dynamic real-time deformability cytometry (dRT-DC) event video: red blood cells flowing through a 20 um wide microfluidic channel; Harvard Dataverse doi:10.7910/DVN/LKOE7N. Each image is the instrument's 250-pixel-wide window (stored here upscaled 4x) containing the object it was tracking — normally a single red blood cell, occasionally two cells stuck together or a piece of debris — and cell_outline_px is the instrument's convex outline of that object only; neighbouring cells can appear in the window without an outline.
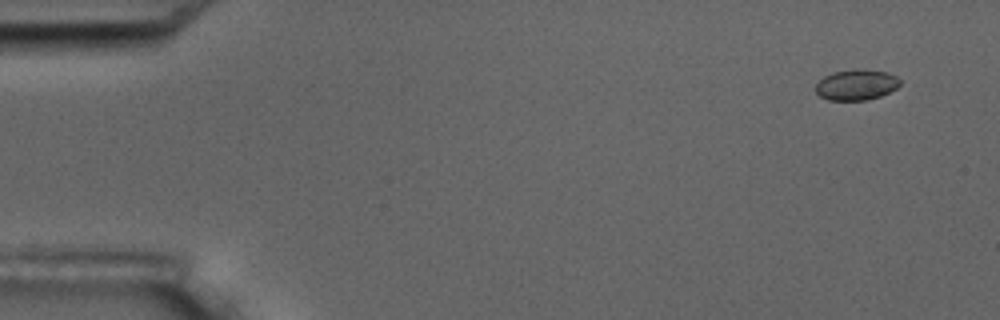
{"species": "common noctule bat (a hibernating species)", "species_latin": "Nyctalus noctula", "temperature_condition": "room temperature", "stored_images_in_passage": 6, "segment_of_instrument_passage": [2, 2], "camera_frame_rate_fps": 3000, "um_per_image_px": 0.085, "animal": {"sex": "male", "body_mass_g": 17.5, "forearm_length_mm": 52.3}, "frame": {"image": 1, "passage_image": 6, "time_ms": 5.667, "image_size_px": [1000, 320], "cell_outline_px": [[900, 84], [896, 88], [880, 96], [868, 100], [828, 100], [820, 96], [816, 92], [816, 84], [824, 76], [832, 72], [856, 68], [860, 68], [888, 72], [896, 76], [900, 80]], "centroid_in_image_um": [72.79, 7.19], "position_along_channel_um": 12.2, "area_um2": 15.2}}